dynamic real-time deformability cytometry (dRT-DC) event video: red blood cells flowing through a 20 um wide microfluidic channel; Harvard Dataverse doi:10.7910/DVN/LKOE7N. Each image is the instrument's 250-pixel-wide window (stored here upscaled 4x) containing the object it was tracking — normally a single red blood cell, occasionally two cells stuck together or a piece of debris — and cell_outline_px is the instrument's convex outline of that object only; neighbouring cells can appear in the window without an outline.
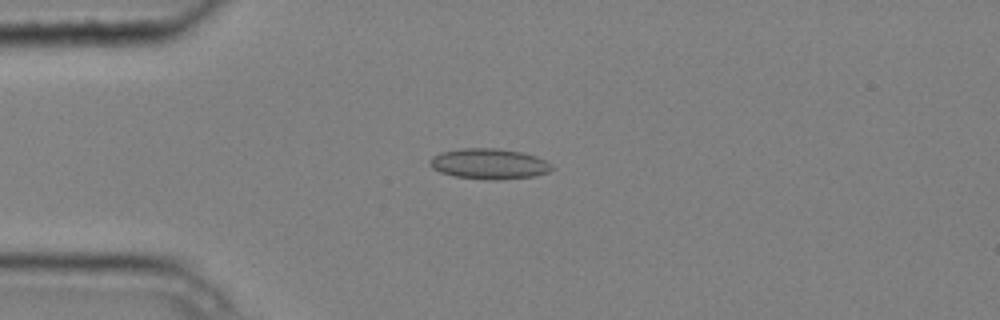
{"species": "common noctule bat (a hibernating species)", "species_latin": "Nyctalus noctula", "temperature_condition": "cold", "stored_images_in_passage": 3, "camera_frame_rate_fps": 3000, "um_per_image_px": 0.085, "animal": {"sex": "male", "body_mass_g": 20.4}, "frame": {"image": 1, "passage_image": 1, "time_ms": 0.0, "image_size_px": [1000, 320], "cell_outline_px": [[556, 168], [548, 172], [536, 176], [496, 180], [488, 180], [456, 176], [440, 172], [432, 168], [428, 160], [432, 156], [440, 152], [464, 148], [496, 148], [524, 152], [536, 156], [552, 164]], "centroid_in_image_um": [41.6, 13.92], "position_along_channel_um": 43.4, "area_um2": 21.91}}
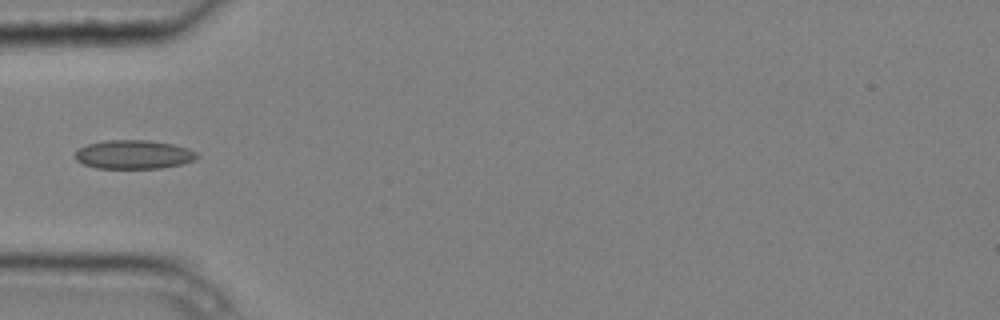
{"frame": {"image": 2, "passage_image": 2, "time_ms": 0.333, "image_size_px": [1000, 320], "cell_outline_px": [[200, 156], [196, 160], [180, 164], [160, 168], [96, 168], [84, 164], [76, 160], [76, 152], [80, 148], [88, 144], [104, 140], [148, 140], [172, 144], [188, 148], [196, 152]], "centroid_in_image_um": [11.39, 13.13], "position_along_channel_um": 73.6, "area_um2": 20.4}}
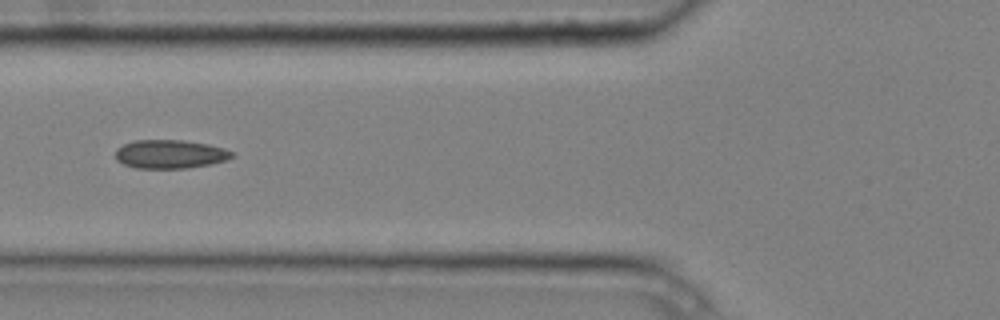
{"frame": {"image": 3, "passage_image": 3, "time_ms": 0.667, "image_size_px": [1000, 320], "cell_outline_px": [[236, 156], [228, 160], [212, 164], [188, 168], [136, 168], [124, 164], [116, 160], [116, 148], [124, 144], [136, 140], [184, 140], [208, 144], [224, 148], [236, 152]], "centroid_in_image_um": [14.52, 13.1], "position_along_channel_um": 111.3, "area_um2": 19.71}}